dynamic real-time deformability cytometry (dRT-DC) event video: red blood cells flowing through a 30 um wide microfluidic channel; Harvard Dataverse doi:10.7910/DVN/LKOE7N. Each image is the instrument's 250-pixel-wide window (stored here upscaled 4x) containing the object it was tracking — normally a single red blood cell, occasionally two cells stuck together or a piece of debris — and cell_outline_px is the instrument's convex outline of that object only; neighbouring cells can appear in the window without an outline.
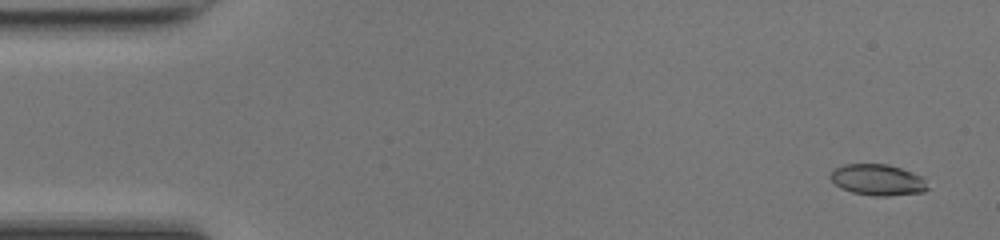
{"species": "common noctule bat (a hibernating species)", "species_latin": "Nyctalus noctula", "temperature_condition": "room temperature", "stored_images_in_passage": 49, "camera_frame_rate_fps": 3000, "um_per_image_px": 0.085, "animal": {"sex": "female", "body_mass_g": 17.0, "forearm_length_mm": 48.0}, "frame": {"image": 1, "passage_image": 3, "time_ms": 0.667, "image_size_px": [1000, 240], "cell_outline_px": [[928, 188], [924, 192], [888, 196], [872, 196], [852, 192], [836, 184], [828, 176], [836, 168], [844, 164], [888, 164], [924, 176]], "centroid_in_image_um": [74.64, 15.29], "position_along_channel_um": 10.4, "area_um2": 17.63}}
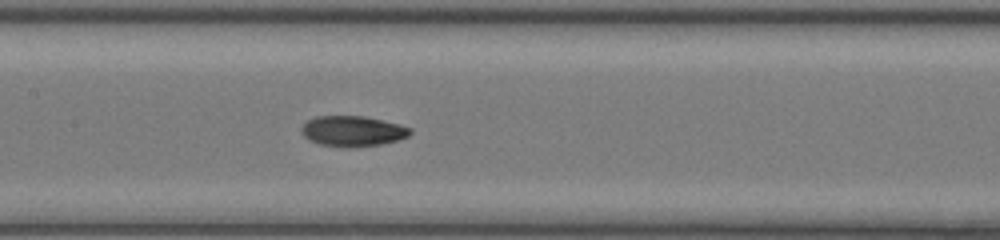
{"frame": {"image": 2, "passage_image": 24, "time_ms": 7.667, "image_size_px": [1000, 240], "cell_outline_px": [[412, 132], [408, 136], [396, 140], [380, 144], [348, 148], [320, 144], [308, 140], [304, 136], [300, 128], [308, 120], [316, 116], [364, 116], [412, 128]], "centroid_in_image_um": [29.94, 11.15], "position_along_channel_um": 177.5, "area_um2": 19.13}}
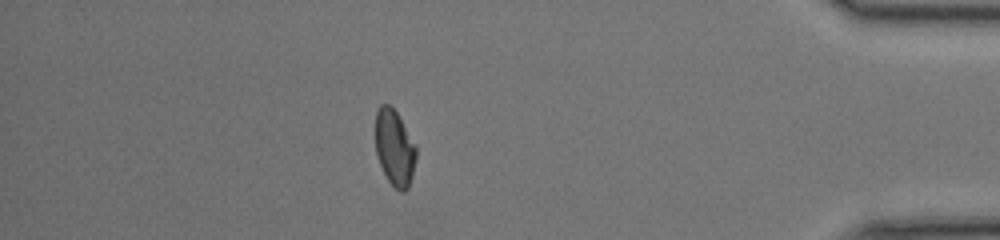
{"frame": {"image": 3, "passage_image": 43, "time_ms": 14.0, "image_size_px": [1000, 240], "cell_outline_px": [[416, 160], [412, 176], [408, 188], [404, 192], [400, 192], [388, 180], [376, 156], [376, 112], [380, 104], [388, 104], [396, 112], [416, 144]], "centroid_in_image_um": [33.55, 12.57], "position_along_channel_um": 401.7, "area_um2": 17.98}, "authors_computed_cell_mechanics": {"area_um2": 18.5538, "velocity_mm_per_s": 4.2866, "shape_relaxation_time_tau1_ms": 4.3809, "shape_relaxation_time_tau2_ms": 2.9225, "deformation_change_tau1": 0.1401, "deformation_change_tau2": 0.0726}}